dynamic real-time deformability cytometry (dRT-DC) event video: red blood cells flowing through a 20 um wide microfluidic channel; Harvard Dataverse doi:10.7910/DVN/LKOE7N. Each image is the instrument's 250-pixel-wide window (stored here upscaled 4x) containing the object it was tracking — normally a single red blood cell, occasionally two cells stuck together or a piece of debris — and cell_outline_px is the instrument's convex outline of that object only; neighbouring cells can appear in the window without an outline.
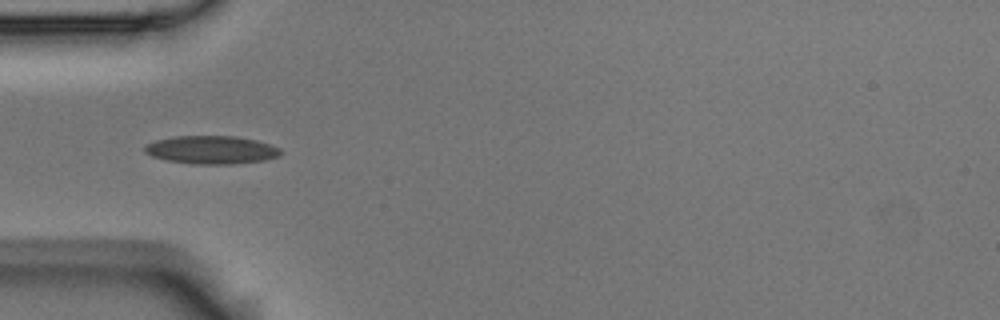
{"species": "Egyptian fruit bat (a non-hibernating species)", "species_latin": "Rousettus aegyptiacus", "temperature_condition": "room temperature", "stored_images_in_passage": 7, "camera_frame_rate_fps": 3000, "um_per_image_px": 0.085, "animal": {"sex": "male"}, "frame": {"image": 1, "passage_image": 3, "time_ms": 0.667, "image_size_px": [1000, 320], "cell_outline_px": [[280, 156], [264, 160], [232, 164], [192, 164], [168, 160], [152, 156], [144, 152], [144, 148], [148, 144], [156, 140], [176, 136], [236, 136], [256, 140], [280, 148]], "centroid_in_image_um": [17.97, 12.74], "position_along_channel_um": 67.0, "area_um2": 22.14}}
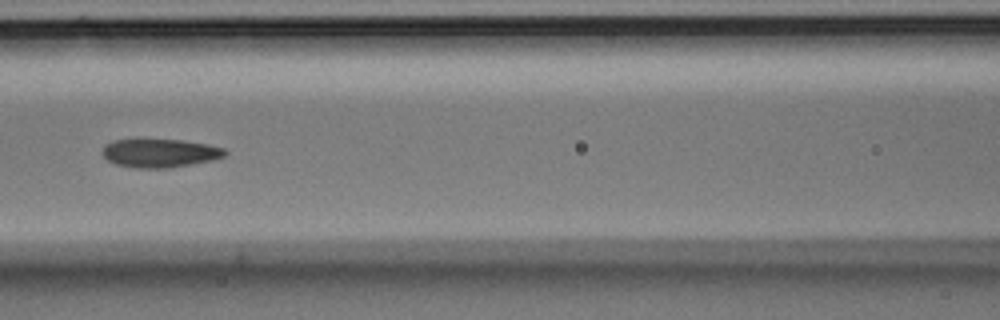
{"frame": {"image": 2, "passage_image": 5, "time_ms": 1.333, "image_size_px": [1000, 320], "cell_outline_px": [[228, 152], [224, 156], [212, 160], [192, 164], [168, 168], [136, 168], [116, 164], [108, 160], [100, 152], [104, 144], [112, 140], [136, 136], [140, 136], [180, 140], [208, 144], [224, 148]], "centroid_in_image_um": [13.5, 12.95], "position_along_channel_um": 153.1, "area_um2": 21.39}}
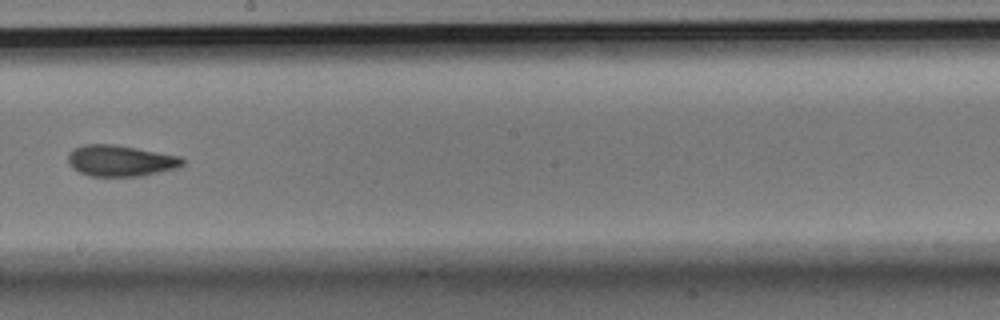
{"frame": {"image": 3, "passage_image": 7, "time_ms": 2.0, "image_size_px": [1000, 320], "cell_outline_px": [[184, 164], [180, 168], [144, 176], [88, 176], [72, 168], [68, 164], [68, 156], [72, 148], [84, 144], [112, 144], [136, 148], [180, 156], [184, 160]], "centroid_in_image_um": [10.25, 13.67], "position_along_channel_um": 237.9, "area_um2": 21.04}}